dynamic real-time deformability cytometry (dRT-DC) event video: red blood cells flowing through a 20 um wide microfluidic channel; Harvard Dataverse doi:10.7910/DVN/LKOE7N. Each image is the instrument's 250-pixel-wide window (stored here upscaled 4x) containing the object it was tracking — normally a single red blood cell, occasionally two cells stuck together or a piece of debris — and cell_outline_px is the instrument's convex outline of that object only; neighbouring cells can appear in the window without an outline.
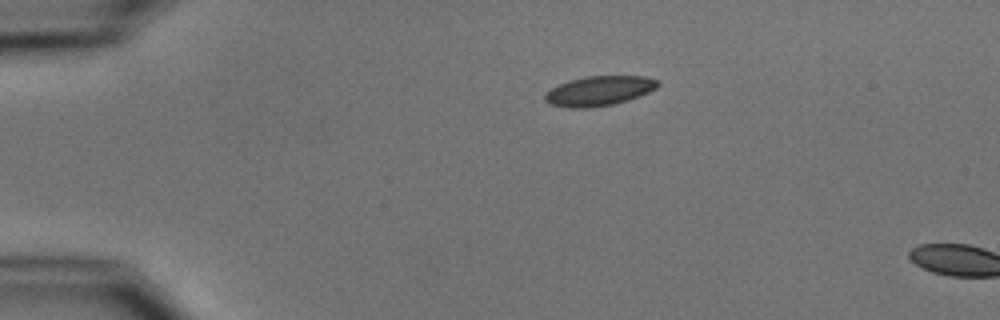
{"species": "common noctule bat (a hibernating species)", "species_latin": "Nyctalus noctula", "temperature_condition": "cold", "stored_images_in_passage": 2, "camera_frame_rate_fps": 3000, "um_per_image_px": 0.085, "animal": {"sex": "male", "body_mass_g": 15.6}, "frame": {"image": 1, "passage_image": 1, "time_ms": 0.0, "image_size_px": [1000, 320], "cell_outline_px": [[660, 84], [656, 88], [640, 96], [628, 100], [612, 104], [588, 108], [568, 108], [552, 104], [544, 100], [544, 92], [568, 80], [588, 76], [644, 76], [660, 80]], "centroid_in_image_um": [50.93, 7.72], "position_along_channel_um": 34.1, "area_um2": 19.59}}